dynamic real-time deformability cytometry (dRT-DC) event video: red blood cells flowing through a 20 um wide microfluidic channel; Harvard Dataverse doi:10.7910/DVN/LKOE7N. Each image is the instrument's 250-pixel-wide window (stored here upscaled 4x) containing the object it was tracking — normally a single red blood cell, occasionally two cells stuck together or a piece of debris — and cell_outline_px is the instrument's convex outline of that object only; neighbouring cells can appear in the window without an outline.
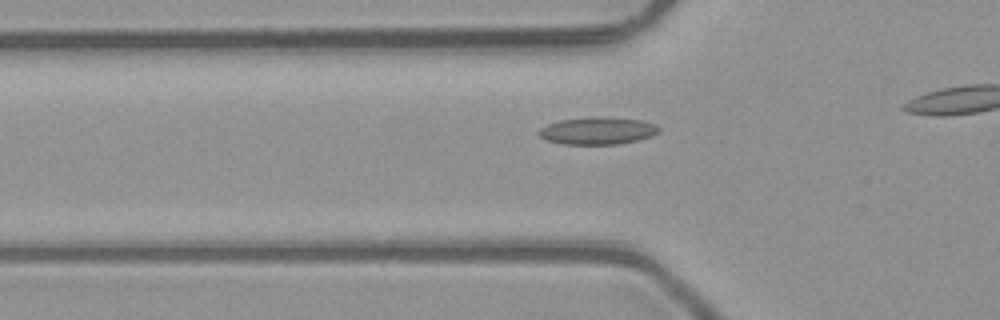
{"species": "common noctule bat (a hibernating species)", "species_latin": "Nyctalus noctula", "temperature_condition": "room temperature", "stored_images_in_passage": 8, "camera_frame_rate_fps": 3000, "um_per_image_px": 0.085, "animal": {"sex": "male", "body_mass_g": 23.1, "forearm_length_mm": 52.7}, "frame": {"image": 1, "passage_image": 8, "time_ms": 2.333, "image_size_px": [1000, 320], "cell_outline_px": [[660, 132], [652, 136], [620, 144], [564, 144], [548, 140], [540, 136], [536, 132], [540, 128], [548, 124], [560, 120], [588, 116], [600, 116], [644, 120], [656, 124], [660, 128]], "centroid_in_image_um": [50.82, 11.09], "position_along_channel_um": 75.0, "area_um2": 19.36}}